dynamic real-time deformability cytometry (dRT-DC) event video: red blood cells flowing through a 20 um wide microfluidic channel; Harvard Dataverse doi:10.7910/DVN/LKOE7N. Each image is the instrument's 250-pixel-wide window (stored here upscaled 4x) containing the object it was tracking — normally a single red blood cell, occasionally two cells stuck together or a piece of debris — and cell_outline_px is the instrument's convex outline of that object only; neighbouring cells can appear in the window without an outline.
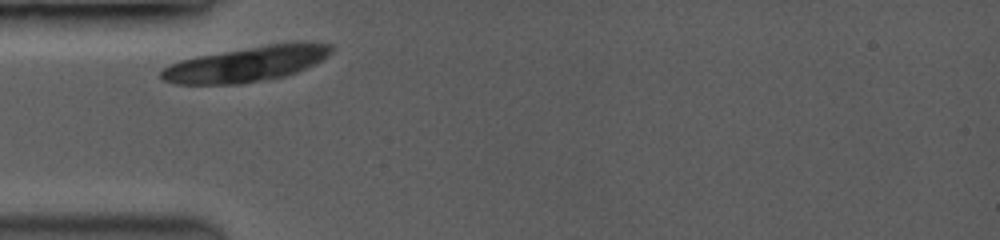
{"species": "common noctule bat (a hibernating species)", "species_latin": "Nyctalus noctula", "temperature_condition": "room temperature", "stored_images_in_passage": 2, "camera_frame_rate_fps": 3500, "um_per_image_px": 0.085, "animal": {"sex": "female", "body_mass_g": 19.0, "forearm_length_mm": 53.3}, "frame": {"image": 1, "passage_image": 1, "time_ms": 0.0, "image_size_px": [1000, 240], "cell_outline_px": [[332, 52], [328, 56], [296, 72], [284, 76], [240, 84], [176, 84], [164, 80], [160, 76], [160, 72], [164, 68], [180, 60], [196, 56], [268, 44], [332, 44]], "centroid_in_image_um": [20.87, 5.46], "position_along_channel_um": 64.1, "area_um2": 33.93}}